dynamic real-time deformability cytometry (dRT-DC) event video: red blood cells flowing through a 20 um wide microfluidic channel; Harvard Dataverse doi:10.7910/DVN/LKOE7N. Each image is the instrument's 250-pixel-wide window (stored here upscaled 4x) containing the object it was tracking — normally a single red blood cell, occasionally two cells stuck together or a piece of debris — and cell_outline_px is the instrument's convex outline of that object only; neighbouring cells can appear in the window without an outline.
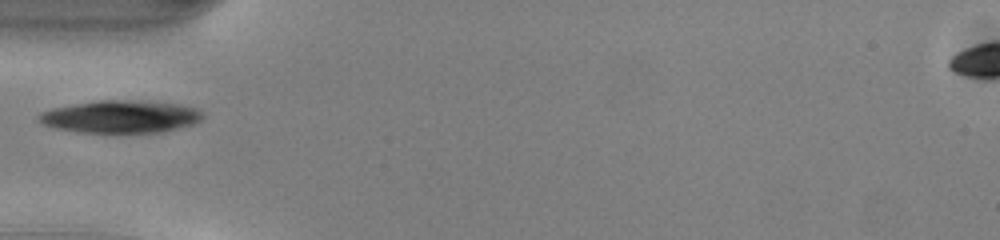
{"species": "common noctule bat (a hibernating species)", "species_latin": "Nyctalus noctula", "temperature_condition": "warm", "stored_images_in_passage": 32, "camera_frame_rate_fps": 3000, "um_per_image_px": 0.085, "animal": {"sex": "male", "body_mass_g": 13.0, "forearm_length_mm": 53.1}, "frame": {"image": 1, "passage_image": 1, "time_ms": 0.0, "image_size_px": [1000, 240], "cell_outline_px": [[204, 116], [196, 124], [164, 132], [116, 136], [80, 132], [56, 128], [44, 124], [36, 116], [40, 112], [52, 108], [100, 100], [144, 100], [180, 104], [200, 108], [204, 112]], "centroid_in_image_um": [10.34, 9.96], "position_along_channel_um": 74.7, "area_um2": 32.54}}
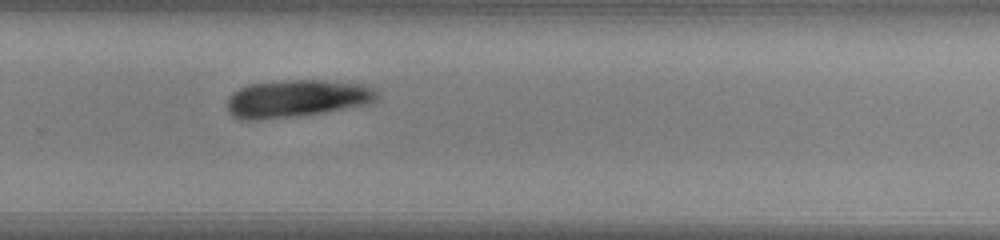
{"frame": {"image": 2, "passage_image": 18, "time_ms": 5.667, "image_size_px": [1000, 240], "cell_outline_px": [[380, 96], [376, 100], [368, 104], [324, 112], [300, 116], [256, 120], [240, 120], [232, 116], [228, 112], [228, 96], [232, 92], [248, 84], [284, 80], [324, 80], [364, 84], [380, 92]], "centroid_in_image_um": [25.22, 8.37], "position_along_channel_um": 304.6, "area_um2": 33.12}}
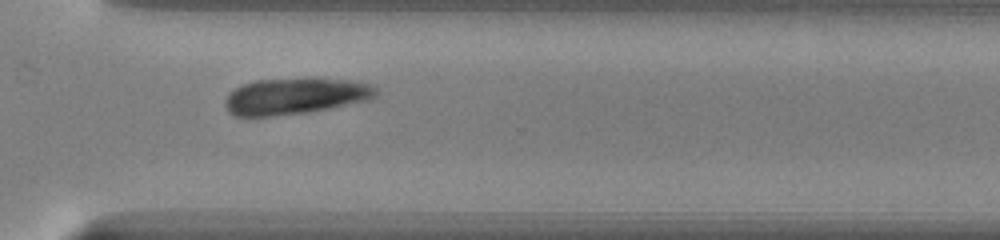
{"frame": {"image": 3, "passage_image": 21, "time_ms": 6.667, "image_size_px": [1000, 240], "cell_outline_px": [[380, 92], [376, 96], [368, 100], [328, 108], [304, 112], [272, 116], [236, 116], [228, 112], [224, 104], [224, 100], [228, 92], [244, 84], [256, 80], [348, 80], [368, 84], [376, 88]], "centroid_in_image_um": [25.04, 8.2], "position_along_channel_um": 345.6, "area_um2": 31.1}}